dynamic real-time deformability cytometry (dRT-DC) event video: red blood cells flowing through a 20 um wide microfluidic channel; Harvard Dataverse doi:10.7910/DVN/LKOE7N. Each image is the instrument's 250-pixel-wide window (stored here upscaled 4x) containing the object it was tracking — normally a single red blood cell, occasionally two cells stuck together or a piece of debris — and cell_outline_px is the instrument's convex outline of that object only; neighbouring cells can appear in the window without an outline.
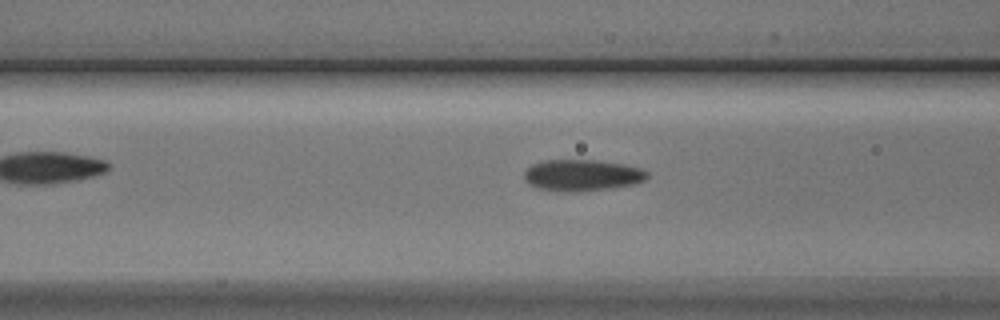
{"species": "Egyptian fruit bat (a non-hibernating species)", "species_latin": "Rousettus aegyptiacus", "temperature_condition": "cold", "stored_images_in_passage": 6, "camera_frame_rate_fps": 3000, "um_per_image_px": 0.085, "animal": {"sex": "male"}, "frame": {"image": 1, "passage_image": 4, "time_ms": 4.667, "image_size_px": [1000, 320], "cell_outline_px": [[648, 176], [644, 180], [632, 184], [612, 188], [576, 192], [556, 192], [536, 188], [528, 184], [524, 180], [524, 172], [532, 164], [544, 160], [596, 160], [624, 164], [640, 168], [648, 172]], "centroid_in_image_um": [49.43, 14.91], "position_along_channel_um": 117.2, "area_um2": 22.77}}
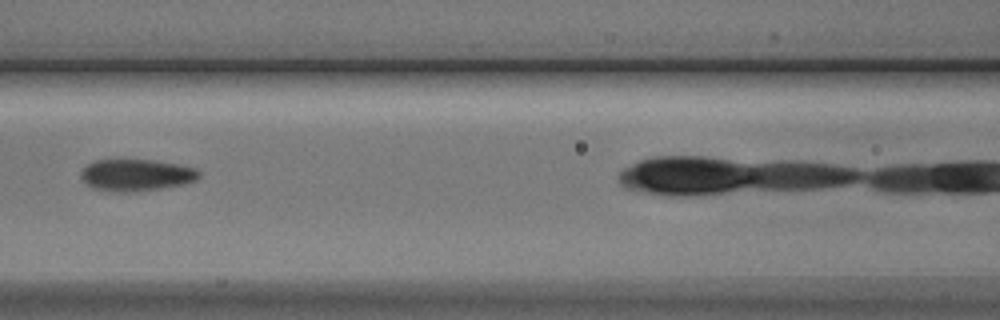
{"frame": {"image": 2, "passage_image": 5, "time_ms": 5.667, "image_size_px": [1000, 320], "cell_outline_px": [[200, 176], [196, 180], [180, 184], [160, 188], [136, 192], [112, 192], [92, 188], [80, 176], [80, 172], [88, 164], [96, 160], [152, 160], [176, 164], [196, 168], [200, 172]], "centroid_in_image_um": [11.56, 14.88], "position_along_channel_um": 155.0, "area_um2": 21.73}}